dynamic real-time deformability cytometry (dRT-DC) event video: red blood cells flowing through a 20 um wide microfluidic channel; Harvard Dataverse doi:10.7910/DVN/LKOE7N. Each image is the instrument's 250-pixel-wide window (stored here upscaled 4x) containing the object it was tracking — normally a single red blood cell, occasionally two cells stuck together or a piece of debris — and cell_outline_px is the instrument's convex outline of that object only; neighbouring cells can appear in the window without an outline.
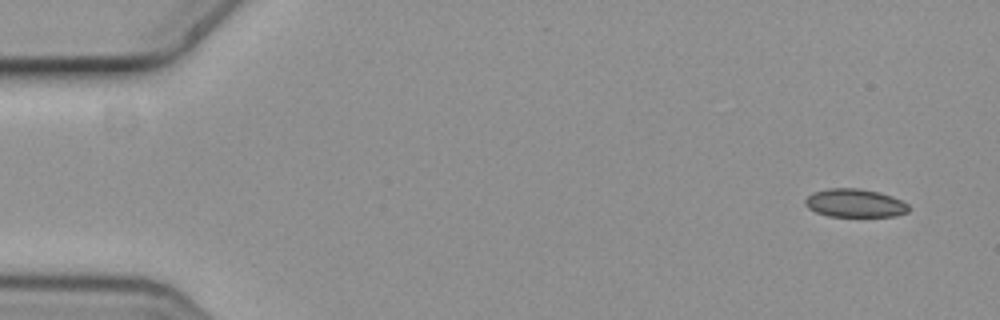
{"species": "common noctule bat (a hibernating species)", "species_latin": "Nyctalus noctula", "temperature_condition": "cold", "stored_images_in_passage": 10, "camera_frame_rate_fps": 3000, "um_per_image_px": 0.085, "animal": {"sex": "female", "body_mass_g": 19.3, "forearm_length_mm": 54.1}, "frame": {"image": 1, "passage_image": 1, "time_ms": 0.0, "image_size_px": [1000, 320], "cell_outline_px": [[908, 212], [896, 216], [828, 216], [816, 212], [808, 208], [804, 204], [804, 200], [812, 192], [828, 188], [860, 188], [880, 192], [892, 196], [908, 204]], "centroid_in_image_um": [72.64, 17.25], "position_along_channel_um": 12.4, "area_um2": 17.17}}
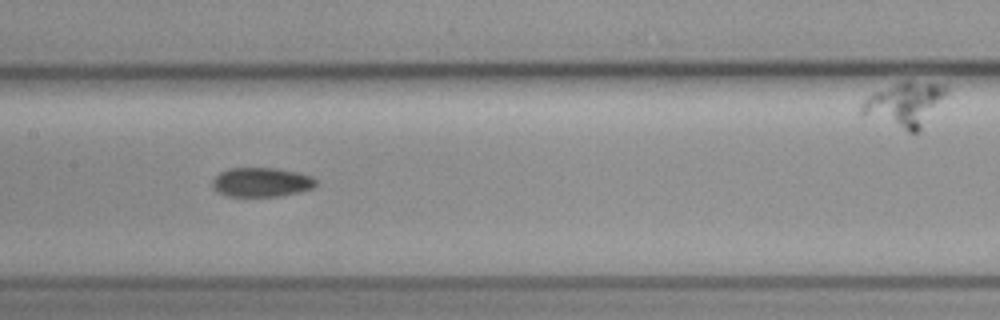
{"frame": {"image": 2, "passage_image": 8, "time_ms": 2.333, "image_size_px": [1000, 320], "cell_outline_px": [[316, 184], [312, 188], [300, 192], [280, 196], [228, 196], [216, 192], [212, 188], [212, 180], [220, 172], [228, 168], [276, 168], [296, 172], [312, 176], [316, 180]], "centroid_in_image_um": [22.19, 15.49], "position_along_channel_um": 185.2, "area_um2": 17.74}}
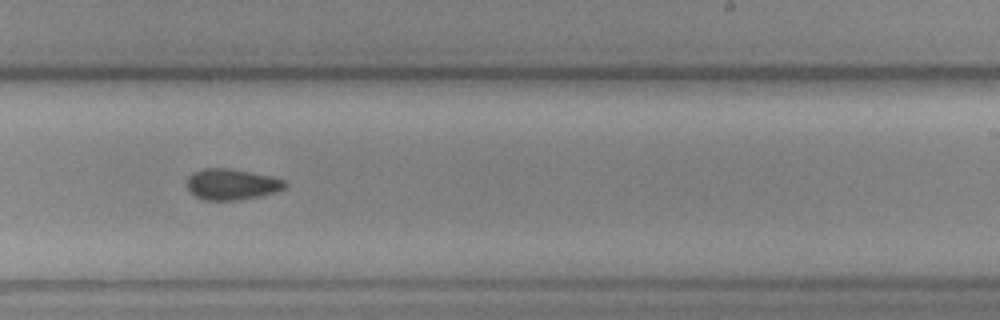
{"frame": {"image": 3, "passage_image": 10, "time_ms": 3.0, "image_size_px": [1000, 320], "cell_outline_px": [[288, 184], [284, 188], [276, 192], [260, 196], [240, 200], [204, 200], [196, 196], [188, 188], [188, 176], [192, 172], [204, 168], [228, 168], [272, 176], [288, 180]], "centroid_in_image_um": [19.74, 15.66], "position_along_channel_um": 269.3, "area_um2": 17.8}}